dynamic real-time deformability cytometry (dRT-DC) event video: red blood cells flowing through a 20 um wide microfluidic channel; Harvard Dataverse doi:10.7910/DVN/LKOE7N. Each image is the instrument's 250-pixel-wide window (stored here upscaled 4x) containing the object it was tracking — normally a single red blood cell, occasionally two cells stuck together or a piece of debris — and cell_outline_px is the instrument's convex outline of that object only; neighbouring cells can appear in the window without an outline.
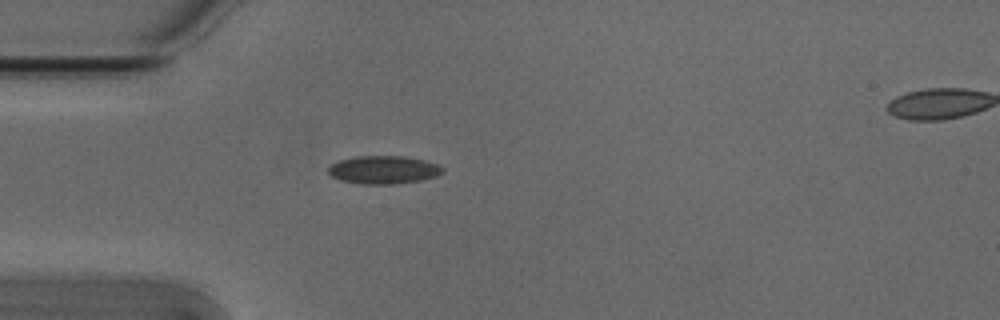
{"species": "Egyptian fruit bat (a non-hibernating species)", "species_latin": "Rousettus aegyptiacus", "temperature_condition": "cold", "stored_images_in_passage": 23, "camera_frame_rate_fps": 3000, "um_per_image_px": 0.085, "animal": {"sex": "male"}, "frame": {"image": 1, "passage_image": 1, "time_ms": 0.0, "image_size_px": [1000, 320], "cell_outline_px": [[444, 172], [436, 176], [420, 180], [396, 184], [360, 184], [340, 180], [332, 176], [328, 172], [328, 168], [332, 164], [340, 160], [356, 156], [404, 156], [424, 160], [436, 164], [444, 168]], "centroid_in_image_um": [32.6, 14.43], "position_along_channel_um": 52.4, "area_um2": 18.67}}
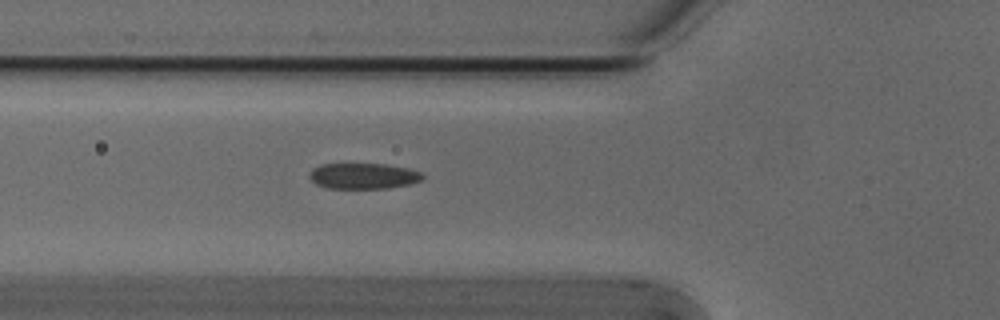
{"frame": {"image": 2, "passage_image": 5, "time_ms": 1.333, "image_size_px": [1000, 320], "cell_outline_px": [[424, 176], [420, 180], [408, 184], [388, 188], [328, 188], [316, 184], [308, 176], [312, 168], [320, 164], [388, 164], [408, 168], [420, 172]], "centroid_in_image_um": [30.85, 14.95], "position_along_channel_um": 94.9, "area_um2": 16.94}}
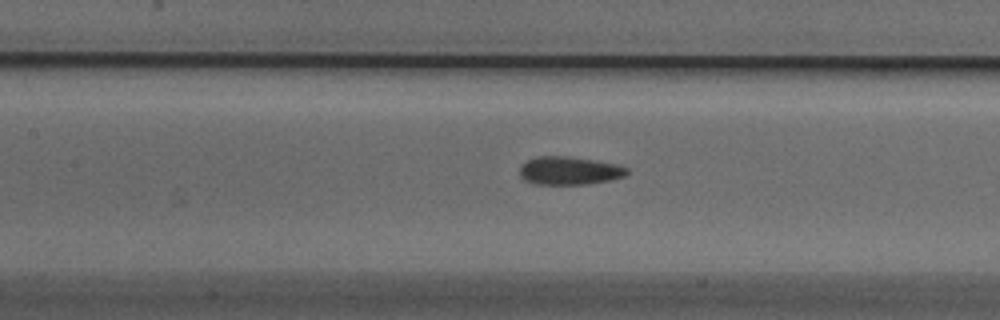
{"frame": {"image": 3, "passage_image": 10, "time_ms": 3.0, "image_size_px": [1000, 320], "cell_outline_px": [[628, 172], [624, 176], [608, 180], [588, 184], [536, 184], [524, 180], [520, 176], [520, 164], [536, 156], [568, 156], [596, 160], [620, 164], [628, 168]], "centroid_in_image_um": [48.39, 14.49], "position_along_channel_um": 159.0, "area_um2": 17.74}}